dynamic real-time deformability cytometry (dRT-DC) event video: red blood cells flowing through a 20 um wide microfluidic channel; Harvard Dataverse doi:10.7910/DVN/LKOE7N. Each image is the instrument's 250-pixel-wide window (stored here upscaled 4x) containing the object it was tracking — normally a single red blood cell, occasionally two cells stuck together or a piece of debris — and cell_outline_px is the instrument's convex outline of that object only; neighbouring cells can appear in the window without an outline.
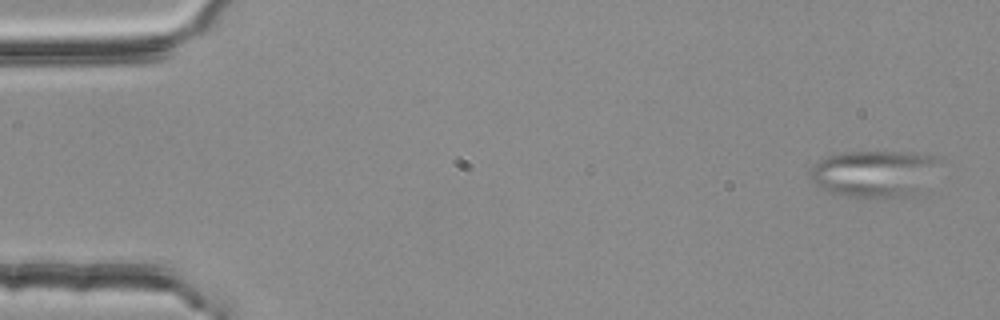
{"species": "common noctule bat (a hibernating species)", "species_latin": "Nyctalus noctula", "temperature_condition": "room temperature", "stored_images_in_passage": 4, "camera_frame_rate_fps": 3000, "um_per_image_px": 0.085, "animal": {"sex": "female", "body_mass_g": 25.1}, "frame": {"image": 1, "passage_image": 1, "time_ms": 0.0, "image_size_px": [1000, 320], "cell_outline_px": [[944, 160], [920, 196], [904, 200], [860, 200], [840, 196], [816, 188], [808, 176], [812, 168], [820, 160], [828, 156], [840, 152], [912, 152], [944, 156]], "centroid_in_image_um": [74.44, 14.84], "position_along_channel_um": 10.6, "area_um2": 38.15}}